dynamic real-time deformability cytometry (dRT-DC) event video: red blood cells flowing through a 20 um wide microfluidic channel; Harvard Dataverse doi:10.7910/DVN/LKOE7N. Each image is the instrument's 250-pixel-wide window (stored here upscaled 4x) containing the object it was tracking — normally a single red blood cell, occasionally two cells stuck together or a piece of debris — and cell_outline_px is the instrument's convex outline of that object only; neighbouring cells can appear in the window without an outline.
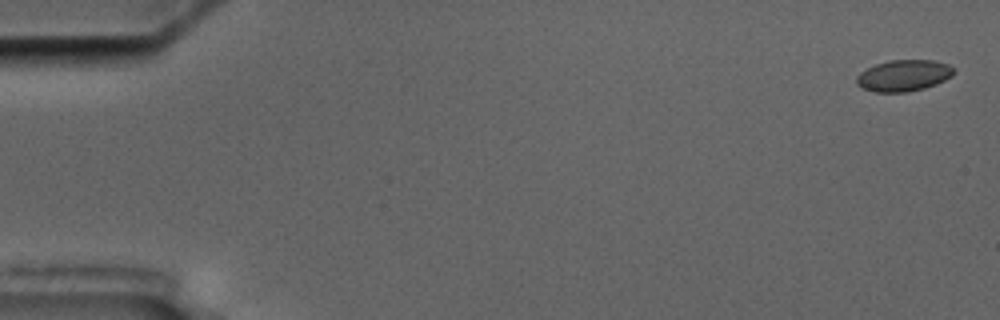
{"species": "common noctule bat (a hibernating species)", "species_latin": "Nyctalus noctula", "temperature_condition": "cold", "stored_images_in_passage": 5, "camera_frame_rate_fps": 3000, "um_per_image_px": 0.085, "animal": {"sex": "male", "body_mass_g": 17.5, "forearm_length_mm": 52.3}, "frame": {"image": 1, "passage_image": 1, "time_ms": 0.0, "image_size_px": [1000, 320], "cell_outline_px": [[956, 72], [952, 76], [936, 84], [924, 88], [908, 92], [876, 92], [864, 88], [856, 84], [856, 76], [860, 72], [876, 64], [892, 60], [932, 60], [948, 64], [956, 68]], "centroid_in_image_um": [76.84, 6.42], "position_along_channel_um": 8.2, "area_um2": 17.8}}
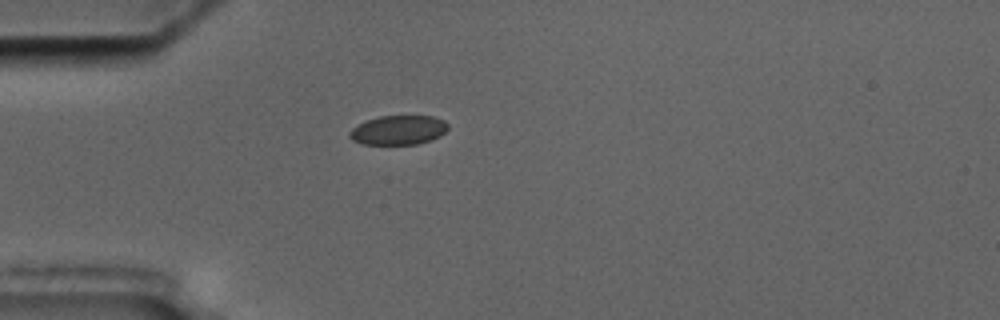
{"frame": {"image": 2, "passage_image": 5, "time_ms": 5.0, "image_size_px": [1000, 320], "cell_outline_px": [[448, 128], [440, 136], [416, 144], [364, 144], [352, 140], [348, 136], [348, 132], [352, 128], [368, 120], [380, 116], [432, 116], [444, 120], [448, 124]], "centroid_in_image_um": [33.85, 11.05], "position_along_channel_um": 51.1, "area_um2": 16.65}}